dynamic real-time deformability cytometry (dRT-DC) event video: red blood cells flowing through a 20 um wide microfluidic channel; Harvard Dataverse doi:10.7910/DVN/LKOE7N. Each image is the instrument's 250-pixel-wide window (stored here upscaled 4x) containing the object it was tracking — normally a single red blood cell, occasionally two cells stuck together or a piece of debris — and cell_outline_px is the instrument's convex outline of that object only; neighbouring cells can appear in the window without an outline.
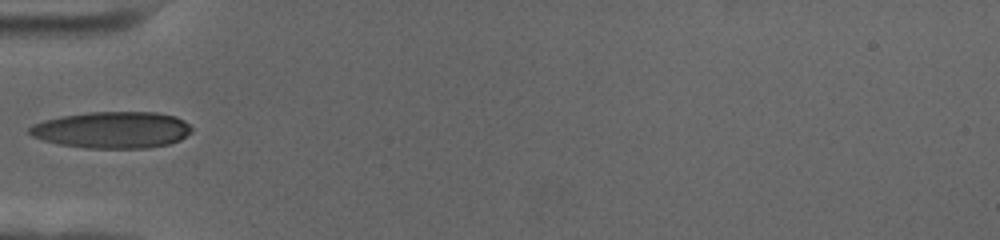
{"species": "human", "species_latin": "Homo sapiens", "temperature_condition": "cold", "stored_images_in_passage": 39, "camera_frame_rate_fps": 3000, "um_per_image_px": 0.085, "donor": {"sex": "female"}, "frame": {"image": 1, "passage_image": 1, "time_ms": 0.0, "image_size_px": [1000, 240], "cell_outline_px": [[192, 132], [180, 140], [168, 144], [148, 148], [84, 148], [60, 144], [44, 140], [32, 136], [28, 132], [28, 128], [44, 120], [64, 116], [88, 112], [156, 112], [176, 116], [184, 120], [192, 128]], "centroid_in_image_um": [9.58, 11.04], "position_along_channel_um": 75.4, "area_um2": 34.56}}
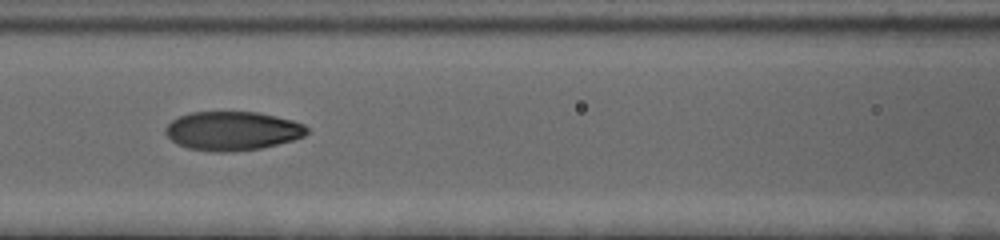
{"frame": {"image": 2, "passage_image": 7, "time_ms": 2.0, "image_size_px": [1000, 240], "cell_outline_px": [[308, 132], [304, 136], [292, 140], [260, 148], [232, 152], [212, 152], [188, 148], [176, 144], [164, 132], [164, 128], [172, 120], [180, 116], [192, 112], [260, 112], [292, 120], [304, 124], [308, 128]], "centroid_in_image_um": [19.74, 11.13], "position_along_channel_um": 146.9, "area_um2": 32.14}}
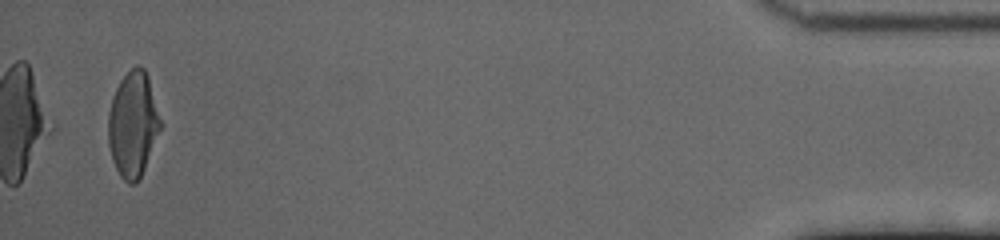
{"frame": {"image": 3, "passage_image": 37, "time_ms": 12.0, "image_size_px": [1000, 240], "cell_outline_px": [[160, 128], [144, 168], [136, 184], [128, 184], [120, 176], [112, 160], [108, 144], [108, 112], [112, 96], [120, 80], [136, 64], [140, 64], [144, 68], [148, 76], [160, 120]], "centroid_in_image_um": [11.26, 10.55], "position_along_channel_um": 423.9, "area_um2": 31.67}}